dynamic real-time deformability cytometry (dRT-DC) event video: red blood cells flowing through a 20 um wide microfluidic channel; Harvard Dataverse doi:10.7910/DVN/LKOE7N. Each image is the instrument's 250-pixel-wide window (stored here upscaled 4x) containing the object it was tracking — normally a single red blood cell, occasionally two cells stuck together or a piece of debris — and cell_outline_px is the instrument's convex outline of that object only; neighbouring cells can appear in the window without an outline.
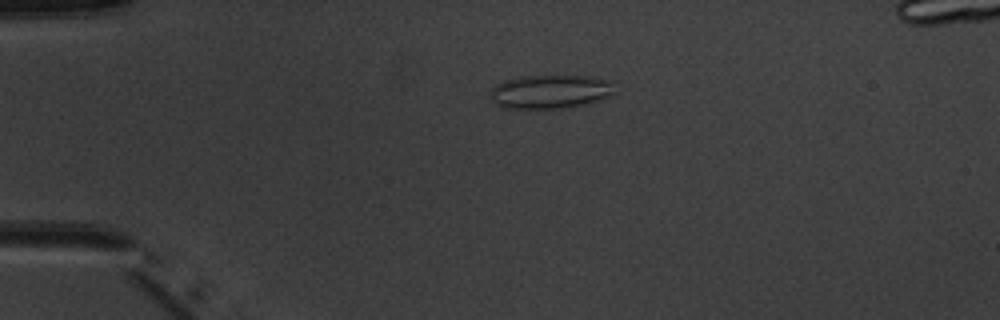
{"species": "common noctule bat (a hibernating species)", "species_latin": "Nyctalus noctula", "temperature_condition": "warm", "stored_images_in_passage": 3, "camera_frame_rate_fps": 3000, "um_per_image_px": 0.085, "animal": {"sex": "male", "body_mass_g": 20.1, "forearm_length_mm": 53.5}, "frame": {"image": 1, "passage_image": 1, "time_ms": 0.0, "image_size_px": [1000, 320], "cell_outline_px": [[616, 92], [612, 96], [588, 104], [560, 108], [504, 108], [496, 104], [488, 96], [488, 92], [496, 84], [508, 80], [524, 76], [592, 76], [612, 80]], "centroid_in_image_um": [46.83, 7.79], "position_along_channel_um": 38.2, "area_um2": 24.8}}